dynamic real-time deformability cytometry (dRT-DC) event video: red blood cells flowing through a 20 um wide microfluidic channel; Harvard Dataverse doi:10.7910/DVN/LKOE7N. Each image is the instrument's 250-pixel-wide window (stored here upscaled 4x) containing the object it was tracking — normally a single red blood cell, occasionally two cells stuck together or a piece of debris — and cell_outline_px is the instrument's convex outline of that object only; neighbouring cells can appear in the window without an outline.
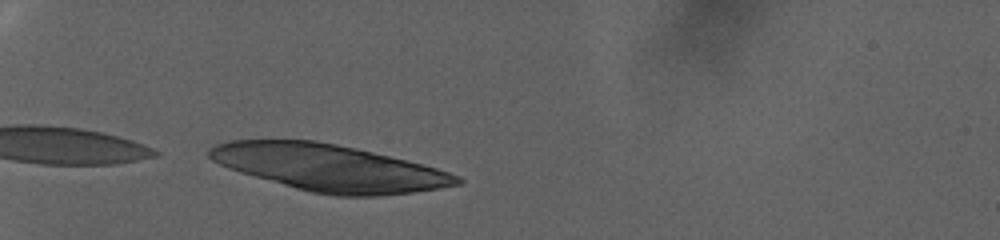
{"species": "human", "species_latin": "Homo sapiens", "temperature_condition": "warm", "stored_images_in_passage": 30, "camera_frame_rate_fps": 3000, "um_per_image_px": 0.085, "donor": {"sex": "female"}, "frame": {"image": 1, "passage_image": 1, "time_ms": 0.0, "image_size_px": [1000, 240], "cell_outline_px": [[464, 184], [440, 188], [412, 192], [380, 196], [336, 196], [312, 192], [296, 188], [240, 172], [228, 168], [212, 160], [208, 156], [208, 148], [216, 144], [228, 140], [316, 140], [356, 148], [424, 164], [460, 176], [464, 180]], "centroid_in_image_um": [28.01, 14.26], "position_along_channel_um": 57.0, "area_um2": 67.16}}